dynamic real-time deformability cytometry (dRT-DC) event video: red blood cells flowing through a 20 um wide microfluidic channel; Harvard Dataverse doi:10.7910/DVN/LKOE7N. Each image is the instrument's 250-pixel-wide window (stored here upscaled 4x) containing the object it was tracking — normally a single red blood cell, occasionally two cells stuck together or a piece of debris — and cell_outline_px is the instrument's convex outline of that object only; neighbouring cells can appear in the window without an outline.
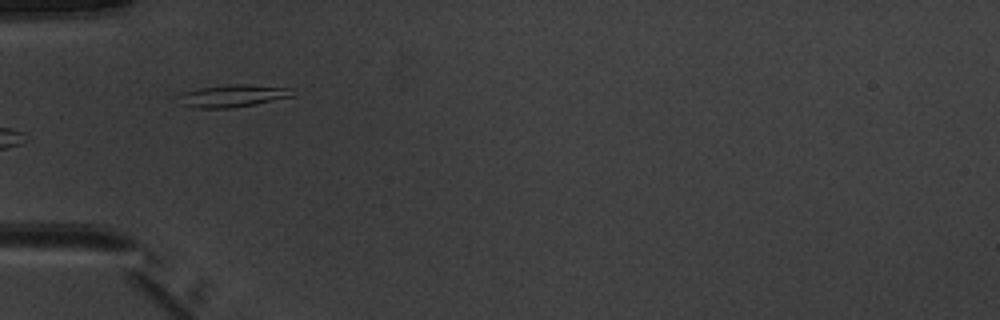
{"species": "common noctule bat (a hibernating species)", "species_latin": "Nyctalus noctula", "temperature_condition": "warm", "stored_images_in_passage": 8, "camera_frame_rate_fps": 3000, "um_per_image_px": 0.085, "animal": {"sex": "male", "body_mass_g": 20.1, "forearm_length_mm": 53.5}, "frame": {"image": 1, "passage_image": 6, "time_ms": 6.0, "image_size_px": [1000, 320], "cell_outline_px": [[292, 96], [256, 104], [228, 108], [196, 108], [180, 104], [176, 96], [184, 92], [200, 88], [232, 84], [248, 84], [292, 88]], "centroid_in_image_um": [19.74, 8.14], "position_along_channel_um": 65.3, "area_um2": 14.8}}
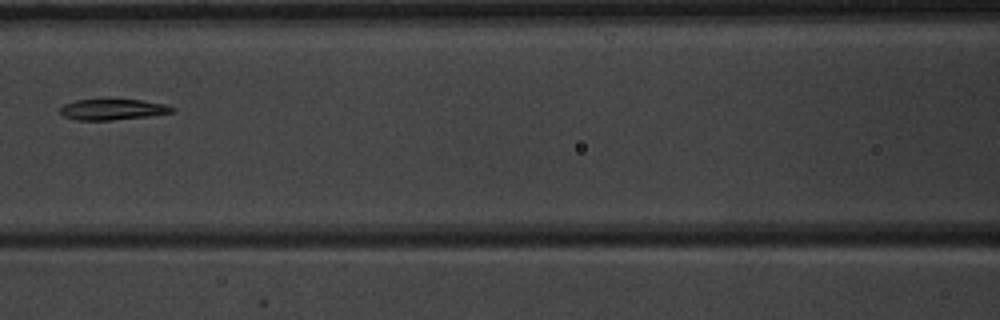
{"frame": {"image": 2, "passage_image": 8, "time_ms": 8.333, "image_size_px": [1000, 320], "cell_outline_px": [[176, 112], [148, 116], [112, 120], [76, 120], [64, 116], [60, 112], [60, 108], [64, 104], [76, 100], [140, 100], [164, 104], [176, 108]], "centroid_in_image_um": [9.6, 9.31], "position_along_channel_um": 157.0, "area_um2": 13.47}}